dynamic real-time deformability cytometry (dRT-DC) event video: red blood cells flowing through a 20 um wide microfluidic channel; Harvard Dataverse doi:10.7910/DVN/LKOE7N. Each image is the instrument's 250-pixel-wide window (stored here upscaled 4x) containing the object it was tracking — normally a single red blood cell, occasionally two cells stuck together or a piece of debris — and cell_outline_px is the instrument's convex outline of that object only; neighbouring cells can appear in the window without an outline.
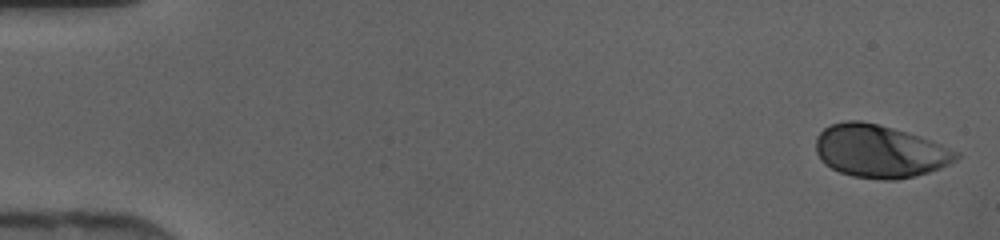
{"species": "human", "species_latin": "Homo sapiens", "temperature_condition": "cold", "stored_images_in_passage": 45, "camera_frame_rate_fps": 3000, "um_per_image_px": 0.085, "donor": {"sex": "female"}, "frame": {"image": 1, "passage_image": 1, "time_ms": 0.0, "image_size_px": [1000, 240], "cell_outline_px": [[960, 156], [956, 160], [940, 168], [928, 172], [896, 180], [888, 180], [852, 176], [840, 172], [824, 164], [820, 160], [816, 152], [816, 136], [824, 128], [832, 124], [848, 120], [860, 120], [892, 128], [928, 140], [960, 152]], "centroid_in_image_um": [74.73, 12.86], "position_along_channel_um": 10.3, "area_um2": 42.66}}
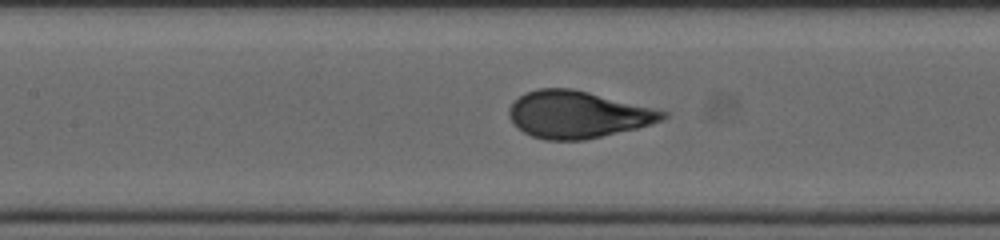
{"frame": {"image": 2, "passage_image": 21, "time_ms": 6.667, "image_size_px": [1000, 240], "cell_outline_px": [[668, 116], [664, 120], [636, 128], [584, 140], [544, 140], [532, 136], [524, 132], [508, 116], [508, 108], [524, 92], [536, 88], [572, 88], [668, 112]], "centroid_in_image_um": [49.07, 9.73], "position_along_channel_um": 158.3, "area_um2": 41.73}}
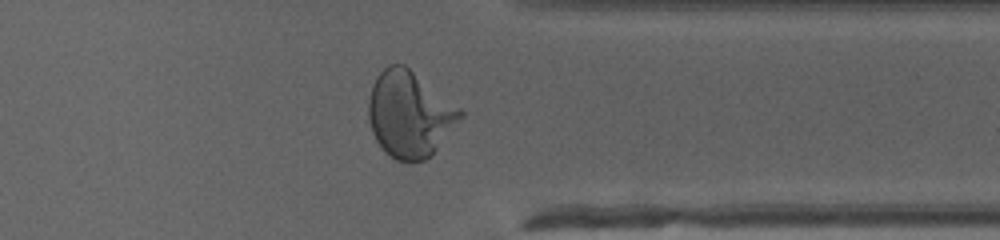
{"frame": {"image": 3, "passage_image": 36, "time_ms": 11.667, "image_size_px": [1000, 240], "cell_outline_px": [[464, 116], [432, 156], [424, 160], [396, 160], [384, 152], [376, 140], [372, 132], [368, 116], [368, 100], [376, 76], [388, 64], [404, 64], [460, 108], [464, 112]], "centroid_in_image_um": [34.82, 9.72], "position_along_channel_um": 376.6, "area_um2": 45.89}}